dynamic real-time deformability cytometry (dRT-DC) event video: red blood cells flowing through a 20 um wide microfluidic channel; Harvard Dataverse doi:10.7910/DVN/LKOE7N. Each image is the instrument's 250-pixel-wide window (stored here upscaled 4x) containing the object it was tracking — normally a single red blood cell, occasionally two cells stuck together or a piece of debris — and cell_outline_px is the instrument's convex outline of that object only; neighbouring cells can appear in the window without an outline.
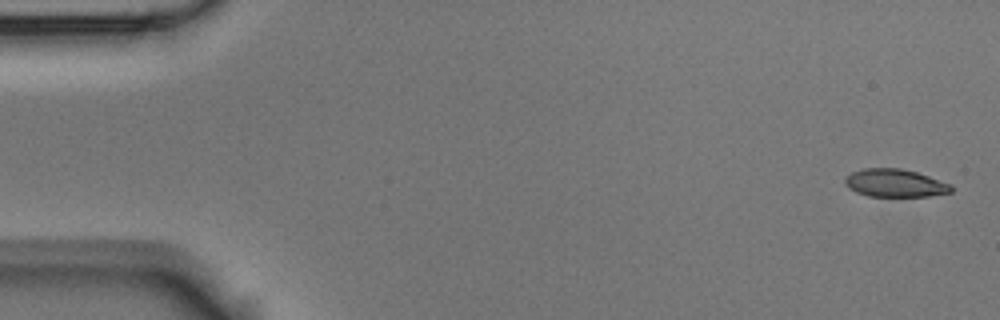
{"species": "Egyptian fruit bat (a non-hibernating species)", "species_latin": "Rousettus aegyptiacus", "temperature_condition": "room temperature", "stored_images_in_passage": 5, "camera_frame_rate_fps": 3000, "um_per_image_px": 0.085, "animal": {"sex": "male"}, "frame": {"image": 1, "passage_image": 1, "time_ms": 0.0, "image_size_px": [1000, 320], "cell_outline_px": [[952, 192], [928, 196], [868, 196], [856, 192], [848, 188], [844, 184], [844, 180], [852, 172], [864, 168], [900, 168], [916, 172], [952, 184]], "centroid_in_image_um": [76.07, 15.56], "position_along_channel_um": 8.9, "area_um2": 17.22}}
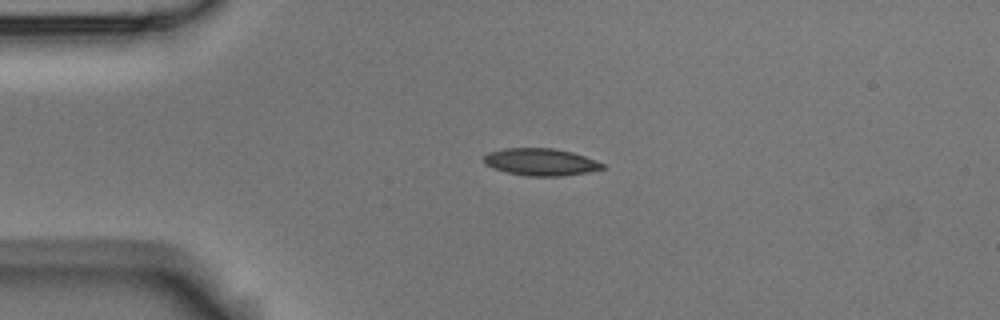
{"frame": {"image": 2, "passage_image": 4, "time_ms": 1.0, "image_size_px": [1000, 320], "cell_outline_px": [[604, 168], [588, 172], [560, 176], [528, 176], [508, 172], [492, 168], [484, 164], [484, 156], [488, 152], [504, 148], [552, 148], [572, 152], [584, 156], [604, 164]], "centroid_in_image_um": [45.92, 13.76], "position_along_channel_um": 39.1, "area_um2": 18.67}}